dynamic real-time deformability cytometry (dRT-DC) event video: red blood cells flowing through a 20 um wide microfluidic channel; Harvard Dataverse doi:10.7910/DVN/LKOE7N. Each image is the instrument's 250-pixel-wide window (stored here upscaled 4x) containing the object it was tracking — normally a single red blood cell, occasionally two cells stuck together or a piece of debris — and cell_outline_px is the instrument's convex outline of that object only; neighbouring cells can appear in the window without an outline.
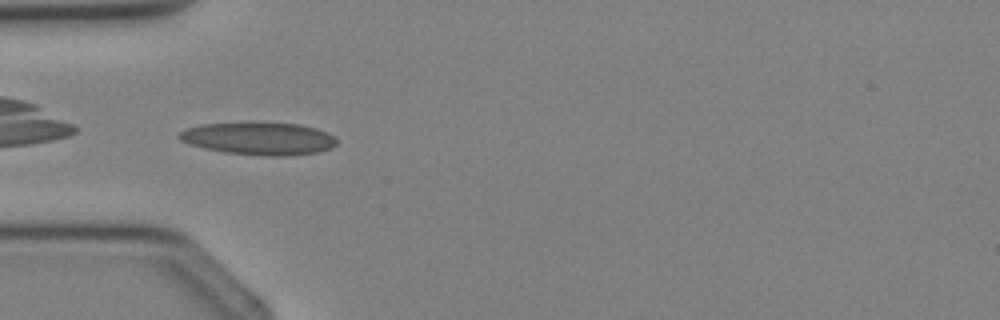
{"species": "Egyptian fruit bat (a non-hibernating species)", "species_latin": "Rousettus aegyptiacus", "temperature_condition": "cold", "stored_images_in_passage": 26, "camera_frame_rate_fps": 3000, "um_per_image_px": 0.085, "animal": {"sex": "female"}, "frame": {"image": 1, "passage_image": 1, "time_ms": 0.0, "image_size_px": [1000, 320], "cell_outline_px": [[336, 144], [332, 148], [320, 152], [288, 156], [264, 156], [224, 152], [204, 148], [180, 140], [176, 136], [184, 128], [200, 124], [252, 120], [300, 124], [316, 128], [328, 132], [336, 140]], "centroid_in_image_um": [21.99, 11.74], "position_along_channel_um": 63.0, "area_um2": 30.98}}
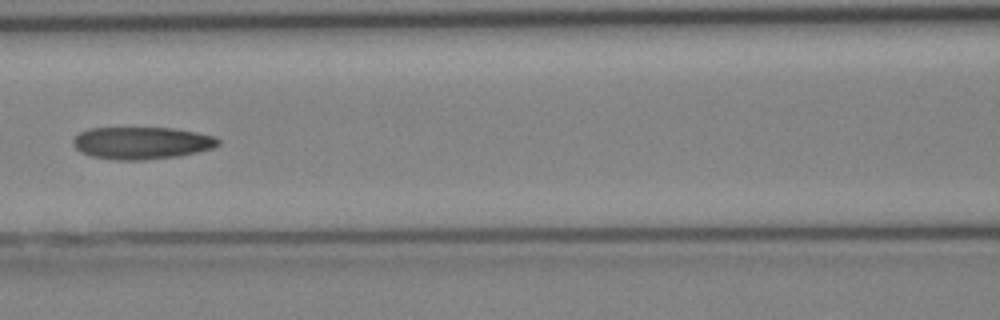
{"frame": {"image": 2, "passage_image": 6, "time_ms": 1.667, "image_size_px": [1000, 320], "cell_outline_px": [[220, 144], [212, 148], [196, 152], [176, 156], [144, 160], [116, 160], [92, 156], [80, 152], [72, 144], [72, 140], [80, 132], [88, 128], [172, 128], [196, 132], [216, 136], [220, 140]], "centroid_in_image_um": [12.03, 12.15], "position_along_channel_um": 154.6, "area_um2": 27.28}}
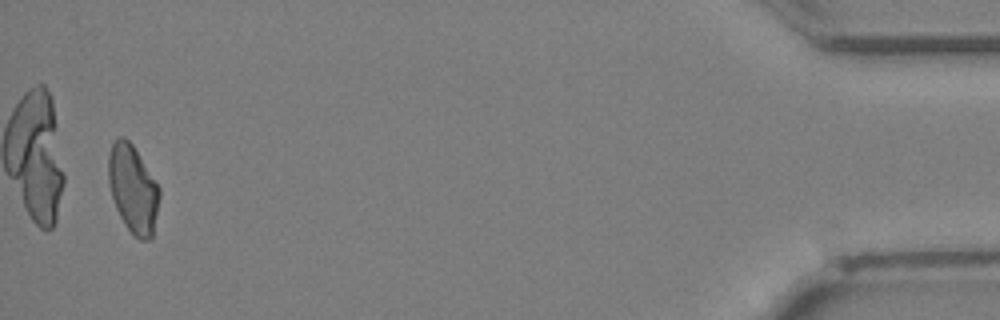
{"frame": {"image": 3, "passage_image": 25, "time_ms": 8.0, "image_size_px": [1000, 320], "cell_outline_px": [[160, 196], [152, 236], [148, 240], [140, 240], [124, 224], [116, 208], [112, 196], [108, 180], [108, 156], [112, 144], [120, 136], [124, 136], [132, 144], [160, 188]], "centroid_in_image_um": [11.3, 16.05], "position_along_channel_um": 423.9, "area_um2": 25.78}}